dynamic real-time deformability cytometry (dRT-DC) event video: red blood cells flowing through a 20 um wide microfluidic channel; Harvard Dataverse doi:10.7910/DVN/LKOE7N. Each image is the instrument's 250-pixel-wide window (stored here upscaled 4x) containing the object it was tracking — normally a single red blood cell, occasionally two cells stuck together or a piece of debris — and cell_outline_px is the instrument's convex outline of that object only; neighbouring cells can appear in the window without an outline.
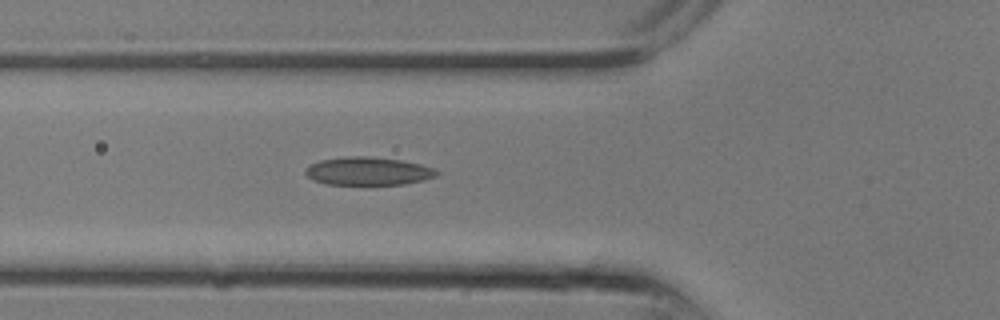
{"species": "common noctule bat (a hibernating species)", "species_latin": "Nyctalus noctula", "temperature_condition": "room temperature", "stored_images_in_passage": 9, "camera_frame_rate_fps": 3000, "um_per_image_px": 0.085, "animal": {"sex": "male", "body_mass_g": 13.3}, "frame": {"image": 1, "passage_image": 9, "time_ms": 2.667, "image_size_px": [1000, 320], "cell_outline_px": [[440, 172], [436, 176], [424, 180], [404, 184], [324, 184], [312, 180], [304, 172], [312, 164], [320, 160], [344, 156], [368, 156], [400, 160], [420, 164], [432, 168]], "centroid_in_image_um": [31.28, 14.54], "position_along_channel_um": 94.5, "area_um2": 21.39}}